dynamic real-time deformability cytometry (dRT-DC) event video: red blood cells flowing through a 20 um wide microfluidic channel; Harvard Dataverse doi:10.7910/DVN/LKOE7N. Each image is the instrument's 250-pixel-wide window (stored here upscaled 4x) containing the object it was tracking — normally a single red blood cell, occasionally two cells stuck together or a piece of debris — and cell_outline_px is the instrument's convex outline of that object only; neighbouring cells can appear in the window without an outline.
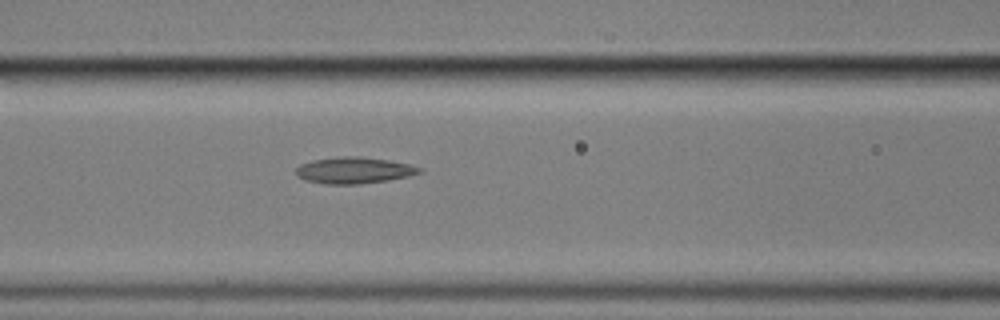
{"species": "common noctule bat (a hibernating species)", "species_latin": "Nyctalus noctula", "temperature_condition": "cold", "stored_images_in_passage": 5, "camera_frame_rate_fps": 3000, "um_per_image_px": 0.085, "animal": {"sex": "male", "body_mass_g": 17.9}, "frame": {"image": 1, "passage_image": 5, "time_ms": 6.333, "image_size_px": [1000, 320], "cell_outline_px": [[424, 172], [408, 176], [388, 180], [360, 184], [324, 184], [304, 180], [296, 172], [296, 168], [300, 164], [312, 160], [344, 156], [360, 156], [388, 160], [408, 164], [424, 168]], "centroid_in_image_um": [30.12, 14.48], "position_along_channel_um": 136.5, "area_um2": 19.02}}